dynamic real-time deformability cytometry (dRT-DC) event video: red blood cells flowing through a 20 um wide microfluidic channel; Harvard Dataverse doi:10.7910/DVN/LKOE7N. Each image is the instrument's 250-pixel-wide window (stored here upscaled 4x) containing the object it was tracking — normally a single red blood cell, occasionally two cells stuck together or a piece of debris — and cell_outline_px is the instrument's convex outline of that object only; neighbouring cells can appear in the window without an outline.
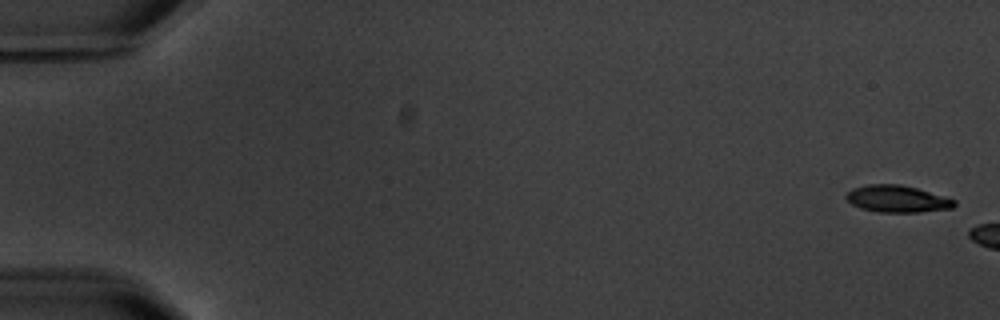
{"species": "common noctule bat (a hibernating species)", "species_latin": "Nyctalus noctula", "temperature_condition": "warm", "stored_images_in_passage": 6, "segment_of_instrument_passage": [2, 2], "camera_frame_rate_fps": 3000, "um_per_image_px": 0.085, "animal": {"sex": "male", "body_mass_g": 20.1, "forearm_length_mm": 53.5}, "frame": {"image": 1, "passage_image": 6, "time_ms": 7.333, "image_size_px": [1000, 320], "cell_outline_px": [[956, 204], [952, 208], [920, 212], [880, 212], [860, 208], [852, 204], [844, 196], [852, 188], [868, 184], [900, 184], [916, 188], [944, 196], [956, 200]], "centroid_in_image_um": [76.26, 16.9], "position_along_channel_um": 8.7, "area_um2": 16.94}}